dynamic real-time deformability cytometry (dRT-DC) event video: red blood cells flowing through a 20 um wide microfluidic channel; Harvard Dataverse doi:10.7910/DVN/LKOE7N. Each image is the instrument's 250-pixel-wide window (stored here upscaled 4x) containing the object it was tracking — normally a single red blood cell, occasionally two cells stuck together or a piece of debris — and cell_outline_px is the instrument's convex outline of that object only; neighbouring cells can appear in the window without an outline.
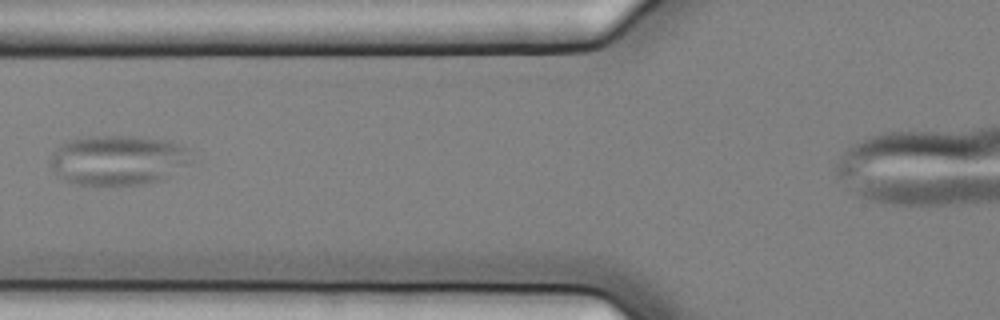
{"species": "common noctule bat (a hibernating species)", "species_latin": "Nyctalus noctula", "temperature_condition": "cold", "stored_images_in_passage": 3, "camera_frame_rate_fps": 3000, "um_per_image_px": 0.085, "animal": {"sex": "female", "body_mass_g": 25.1}, "frame": {"image": 1, "passage_image": 3, "time_ms": 0.667, "image_size_px": [1000, 320], "cell_outline_px": [[192, 160], [188, 164], [164, 180], [148, 184], [76, 184], [64, 180], [56, 176], [48, 160], [52, 152], [56, 148], [72, 140], [92, 136], [140, 136], [172, 140], [188, 148]], "centroid_in_image_um": [10.07, 13.6], "position_along_channel_um": 115.7, "area_um2": 41.44}}